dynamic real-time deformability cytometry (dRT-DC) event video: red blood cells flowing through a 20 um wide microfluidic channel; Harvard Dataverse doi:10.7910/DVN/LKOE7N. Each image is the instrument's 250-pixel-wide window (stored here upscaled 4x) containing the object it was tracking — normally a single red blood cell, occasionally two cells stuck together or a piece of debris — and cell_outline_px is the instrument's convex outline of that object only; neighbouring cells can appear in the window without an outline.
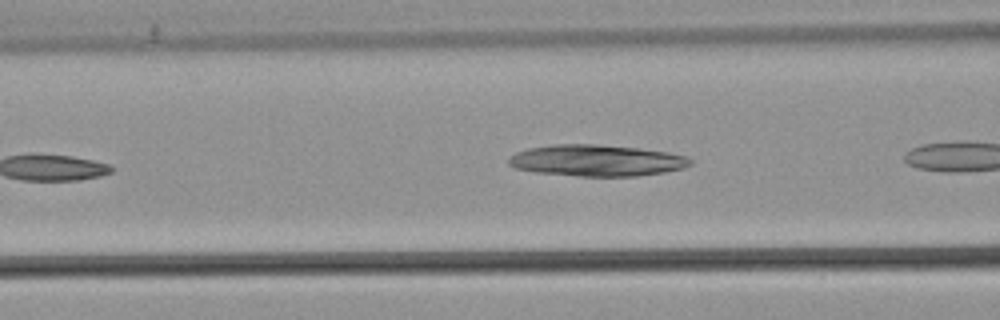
{"species": "common noctule bat (a hibernating species)", "species_latin": "Nyctalus noctula", "temperature_condition": "warm", "stored_images_in_passage": 6, "camera_frame_rate_fps": 3000, "um_per_image_px": 0.085, "animal": {"sex": "male", "body_mass_g": 21.5, "forearm_length_mm": 52.0}, "frame": {"image": 1, "passage_image": 4, "time_ms": 1.0, "image_size_px": [1000, 320], "cell_outline_px": [[692, 164], [684, 168], [664, 172], [636, 176], [580, 176], [536, 172], [516, 168], [508, 164], [508, 156], [516, 152], [528, 148], [552, 144], [596, 144], [636, 148], [668, 152], [684, 156], [692, 160]], "centroid_in_image_um": [50.68, 13.64], "position_along_channel_um": 115.9, "area_um2": 33.23}}